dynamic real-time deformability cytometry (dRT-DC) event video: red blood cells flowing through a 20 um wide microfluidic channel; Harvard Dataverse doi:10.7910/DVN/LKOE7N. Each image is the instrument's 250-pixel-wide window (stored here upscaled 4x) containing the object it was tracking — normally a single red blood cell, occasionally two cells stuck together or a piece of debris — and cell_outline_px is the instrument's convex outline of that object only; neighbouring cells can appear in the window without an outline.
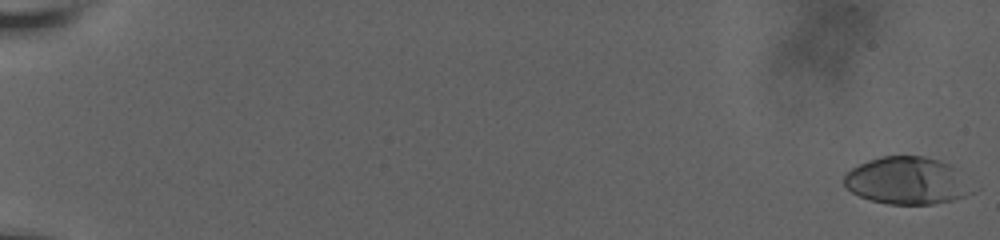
{"species": "human", "species_latin": "Homo sapiens", "temperature_condition": "room temperature", "stored_images_in_passage": 61, "camera_frame_rate_fps": 3000, "um_per_image_px": 0.085, "donor": {"sex": "male"}, "frame": {"image": 1, "passage_image": 1, "time_ms": 0.0, "image_size_px": [1000, 240], "cell_outline_px": [[980, 188], [976, 192], [952, 200], [932, 204], [888, 204], [872, 200], [860, 196], [852, 192], [844, 184], [844, 176], [852, 168], [868, 160], [880, 156], [924, 156], [948, 164]], "centroid_in_image_um": [77.17, 15.37], "position_along_channel_um": 7.8, "area_um2": 35.49}}
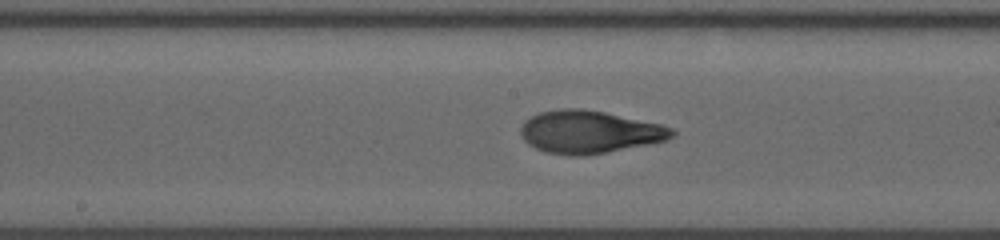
{"frame": {"image": 2, "passage_image": 35, "time_ms": 11.333, "image_size_px": [1000, 240], "cell_outline_px": [[676, 132], [672, 136], [664, 140], [648, 144], [608, 152], [584, 156], [568, 156], [544, 152], [528, 144], [524, 140], [520, 132], [520, 128], [524, 120], [540, 112], [560, 108], [580, 108], [604, 112], [660, 124], [672, 128]], "centroid_in_image_um": [50.04, 11.22], "position_along_channel_um": 198.2, "area_um2": 37.63}}
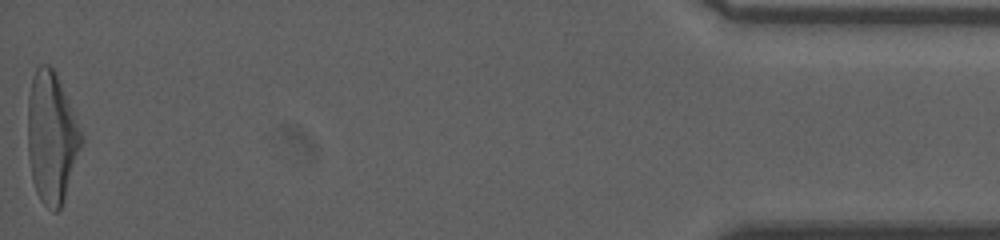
{"frame": {"image": 3, "passage_image": 61, "time_ms": 20.0, "image_size_px": [1000, 240], "cell_outline_px": [[84, 140], [64, 200], [60, 208], [56, 212], [52, 212], [40, 200], [36, 192], [32, 180], [28, 156], [28, 96], [32, 80], [36, 68], [40, 64], [48, 64], [56, 72], [84, 136]], "centroid_in_image_um": [4.39, 11.7], "position_along_channel_um": 430.8, "area_um2": 41.15}, "authors_computed_cell_mechanics": {"area_um2": 36.3562, "velocity_mm_per_s": 3.6725, "shape_relaxation_time_tau1_ms": 5.0701, "shape_relaxation_time_tau2_ms": 1.3463, "deformation_change_tau1": 0.2402, "deformation_change_tau2": 0.0798}}